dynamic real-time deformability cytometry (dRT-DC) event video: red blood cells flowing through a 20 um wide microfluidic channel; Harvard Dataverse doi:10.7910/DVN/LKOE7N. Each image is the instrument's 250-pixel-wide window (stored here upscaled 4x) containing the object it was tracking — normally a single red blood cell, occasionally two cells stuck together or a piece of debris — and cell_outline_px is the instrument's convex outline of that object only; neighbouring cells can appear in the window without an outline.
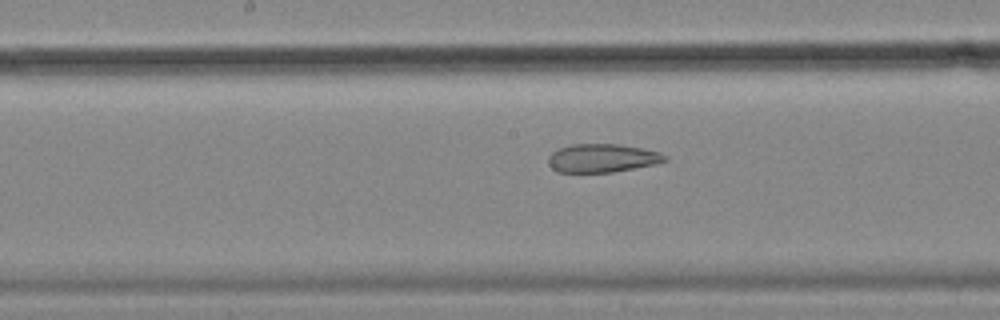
{"species": "common noctule bat (a hibernating species)", "species_latin": "Nyctalus noctula", "temperature_condition": "cold", "stored_images_in_passage": 39, "camera_frame_rate_fps": 3000, "um_per_image_px": 0.085, "animal": {"sex": "female", "body_mass_g": 18.4}, "frame": {"image": 1, "passage_image": 23, "time_ms": 7.333, "image_size_px": [1000, 320], "cell_outline_px": [[668, 160], [656, 164], [612, 172], [556, 172], [548, 164], [548, 156], [552, 152], [568, 144], [620, 144], [644, 148], [660, 152], [668, 156]], "centroid_in_image_um": [51.2, 13.43], "position_along_channel_um": 197.0, "area_um2": 19.54}}